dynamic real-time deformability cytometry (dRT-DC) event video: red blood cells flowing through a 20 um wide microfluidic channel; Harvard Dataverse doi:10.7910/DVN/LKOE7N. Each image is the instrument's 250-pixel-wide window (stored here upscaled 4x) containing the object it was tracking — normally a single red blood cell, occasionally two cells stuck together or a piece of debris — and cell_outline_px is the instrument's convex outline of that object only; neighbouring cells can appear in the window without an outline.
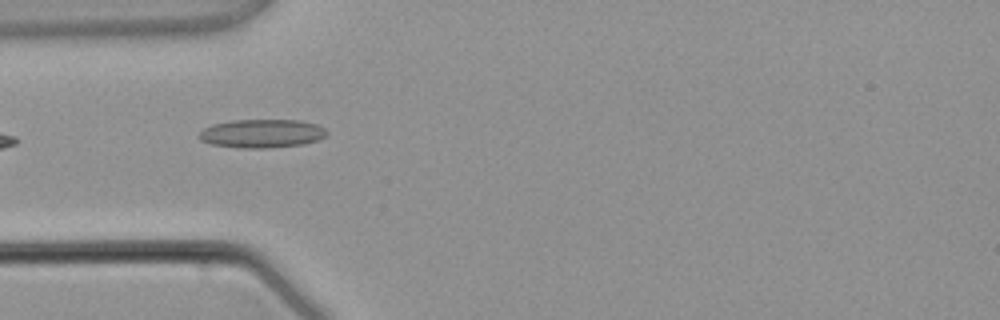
{"species": "common noctule bat (a hibernating species)", "species_latin": "Nyctalus noctula", "temperature_condition": "warm", "stored_images_in_passage": 3, "camera_frame_rate_fps": 3000, "um_per_image_px": 0.085, "animal": {"sex": "male", "body_mass_g": 21.5, "forearm_length_mm": 52.0}, "frame": {"image": 1, "passage_image": 2, "time_ms": 1.333, "image_size_px": [1000, 320], "cell_outline_px": [[328, 132], [320, 140], [304, 144], [268, 148], [240, 148], [212, 144], [200, 140], [196, 136], [204, 128], [212, 124], [232, 120], [300, 120], [316, 124], [324, 128]], "centroid_in_image_um": [22.25, 11.35], "position_along_channel_um": 62.8, "area_um2": 21.39}}
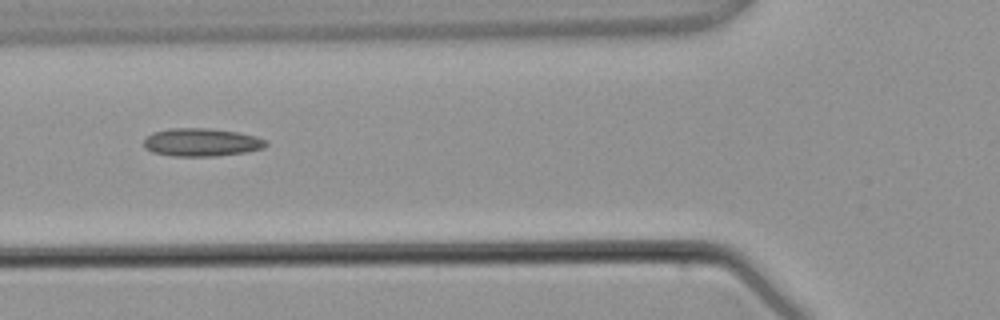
{"frame": {"image": 2, "passage_image": 3, "time_ms": 2.333, "image_size_px": [1000, 320], "cell_outline_px": [[268, 144], [264, 148], [244, 152], [216, 156], [172, 156], [152, 152], [144, 148], [144, 140], [152, 132], [168, 128], [208, 128], [236, 132], [256, 136], [264, 140]], "centroid_in_image_um": [17.09, 12.09], "position_along_channel_um": 108.7, "area_um2": 19.94}}